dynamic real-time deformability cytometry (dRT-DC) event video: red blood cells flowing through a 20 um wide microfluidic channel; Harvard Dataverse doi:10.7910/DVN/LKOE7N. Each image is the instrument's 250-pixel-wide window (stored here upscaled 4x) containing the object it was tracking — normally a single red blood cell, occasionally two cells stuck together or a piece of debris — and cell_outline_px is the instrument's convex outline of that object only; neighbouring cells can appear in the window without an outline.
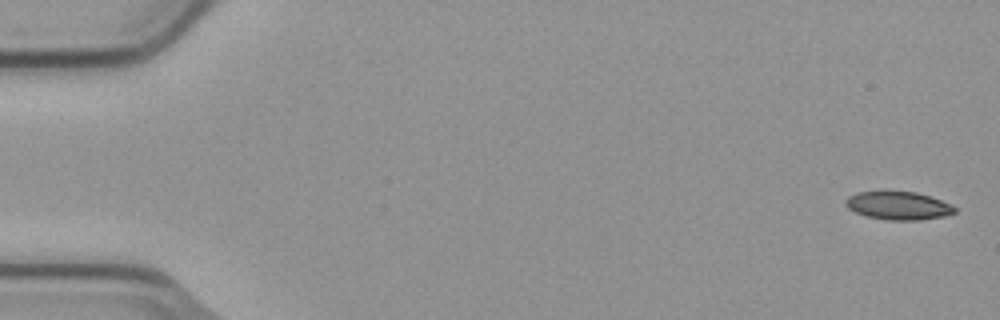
{"species": "common noctule bat (a hibernating species)", "species_latin": "Nyctalus noctula", "temperature_condition": "cold", "stored_images_in_passage": 6, "camera_frame_rate_fps": 3000, "um_per_image_px": 0.085, "animal": {"sex": "male", "body_mass_g": 23.1, "forearm_length_mm": 52.7}, "frame": {"image": 1, "passage_image": 1, "time_ms": 0.0, "image_size_px": [1000, 320], "cell_outline_px": [[956, 212], [944, 216], [920, 220], [888, 220], [868, 216], [856, 212], [848, 208], [844, 204], [844, 200], [848, 196], [860, 192], [916, 192], [952, 204], [956, 208]], "centroid_in_image_um": [76.36, 17.49], "position_along_channel_um": 8.6, "area_um2": 17.69}}